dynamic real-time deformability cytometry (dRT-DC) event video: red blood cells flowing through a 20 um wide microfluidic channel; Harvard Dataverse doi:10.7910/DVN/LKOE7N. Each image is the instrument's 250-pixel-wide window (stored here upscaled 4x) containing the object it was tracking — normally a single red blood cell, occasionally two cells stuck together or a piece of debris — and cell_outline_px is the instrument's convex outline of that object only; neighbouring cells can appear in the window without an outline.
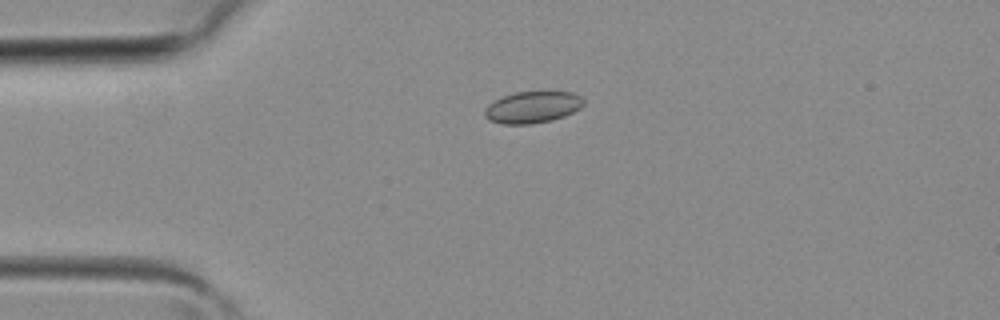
{"species": "common noctule bat (a hibernating species)", "species_latin": "Nyctalus noctula", "temperature_condition": "room temperature", "stored_images_in_passage": 3, "camera_frame_rate_fps": 3000, "um_per_image_px": 0.085, "animal": {"sex": "female", "body_mass_g": 19.3, "forearm_length_mm": 54.1}, "frame": {"image": 1, "passage_image": 3, "time_ms": 0.667, "image_size_px": [1000, 320], "cell_outline_px": [[584, 104], [580, 108], [564, 116], [552, 120], [532, 124], [504, 124], [488, 120], [484, 116], [484, 108], [488, 104], [500, 96], [516, 92], [572, 92], [580, 96], [584, 100]], "centroid_in_image_um": [45.22, 9.11], "position_along_channel_um": 39.8, "area_um2": 18.38}}